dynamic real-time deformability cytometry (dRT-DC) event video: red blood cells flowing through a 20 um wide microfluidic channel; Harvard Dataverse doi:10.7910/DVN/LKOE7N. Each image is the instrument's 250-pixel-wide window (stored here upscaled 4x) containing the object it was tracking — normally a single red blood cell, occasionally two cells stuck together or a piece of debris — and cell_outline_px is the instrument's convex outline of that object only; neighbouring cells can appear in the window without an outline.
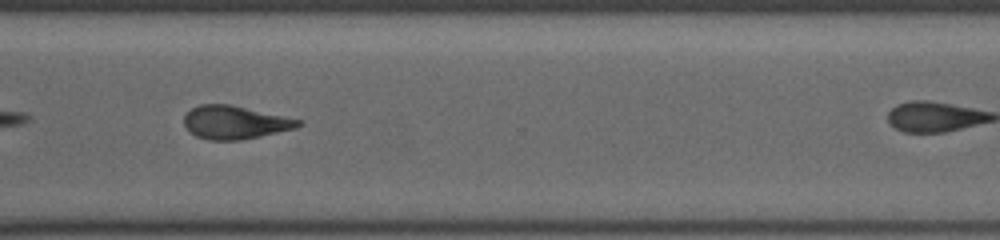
{"species": "common noctule bat (a hibernating species)", "species_latin": "Nyctalus noctula", "temperature_condition": "cold", "stored_images_in_passage": 24, "camera_frame_rate_fps": 3000, "um_per_image_px": 0.085, "animal": {"sex": "female", "body_mass_g": 19.5, "forearm_length_mm": 54.1}, "frame": {"image": 1, "passage_image": 21, "time_ms": 6.667, "image_size_px": [1000, 240], "cell_outline_px": [[304, 124], [296, 128], [260, 136], [240, 140], [208, 140], [196, 136], [184, 124], [184, 116], [192, 108], [200, 104], [228, 104], [300, 120]], "centroid_in_image_um": [19.95, 10.41], "position_along_channel_um": 350.6, "area_um2": 21.73}}